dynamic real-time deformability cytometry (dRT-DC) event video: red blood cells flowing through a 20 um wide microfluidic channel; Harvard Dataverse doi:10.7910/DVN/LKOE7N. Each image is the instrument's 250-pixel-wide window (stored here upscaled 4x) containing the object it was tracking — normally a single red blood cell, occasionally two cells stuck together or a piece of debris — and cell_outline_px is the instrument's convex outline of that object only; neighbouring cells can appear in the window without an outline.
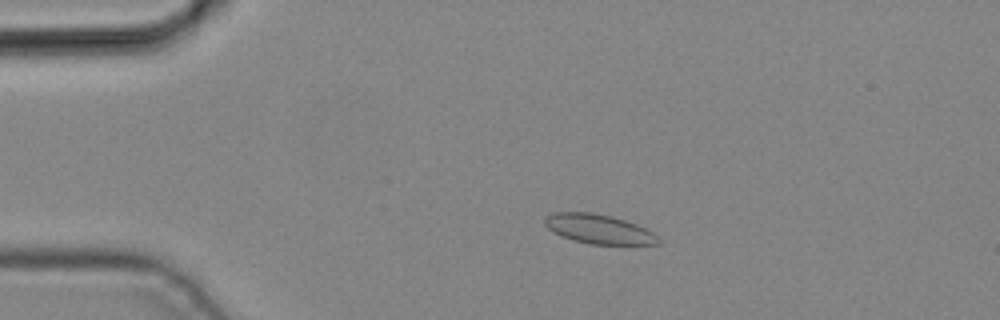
{"species": "common noctule bat (a hibernating species)", "species_latin": "Nyctalus noctula", "temperature_condition": "cold", "stored_images_in_passage": 4, "camera_frame_rate_fps": 3000, "um_per_image_px": 0.085, "animal": {"sex": "male", "body_mass_g": 19.2, "forearm_length_mm": 51.8}, "frame": {"image": 1, "passage_image": 3, "time_ms": 0.667, "image_size_px": [1000, 320], "cell_outline_px": [[660, 244], [592, 244], [560, 236], [548, 228], [544, 224], [544, 220], [552, 212], [592, 212], [612, 216], [636, 224], [660, 236]], "centroid_in_image_um": [50.9, 19.46], "position_along_channel_um": 34.1, "area_um2": 19.31}}